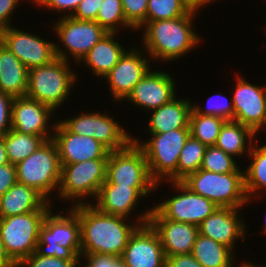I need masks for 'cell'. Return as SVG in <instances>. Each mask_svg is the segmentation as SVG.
I'll return each mask as SVG.
<instances>
[{
	"label": "cell",
	"mask_w": 266,
	"mask_h": 267,
	"mask_svg": "<svg viewBox=\"0 0 266 267\" xmlns=\"http://www.w3.org/2000/svg\"><path fill=\"white\" fill-rule=\"evenodd\" d=\"M80 221L81 253H101L121 257L130 236L147 224L151 213L148 208L136 215V220L100 212L91 203L71 206ZM128 219V220H127Z\"/></svg>",
	"instance_id": "6da1fadb"
},
{
	"label": "cell",
	"mask_w": 266,
	"mask_h": 267,
	"mask_svg": "<svg viewBox=\"0 0 266 267\" xmlns=\"http://www.w3.org/2000/svg\"><path fill=\"white\" fill-rule=\"evenodd\" d=\"M197 13L190 10L180 18L148 22L141 29L144 30L142 47L147 57L159 62H171L197 48L201 43V36L195 32L193 23Z\"/></svg>",
	"instance_id": "7a4b0ae2"
},
{
	"label": "cell",
	"mask_w": 266,
	"mask_h": 267,
	"mask_svg": "<svg viewBox=\"0 0 266 267\" xmlns=\"http://www.w3.org/2000/svg\"><path fill=\"white\" fill-rule=\"evenodd\" d=\"M50 210L40 229L35 253L65 260H80L81 235L77 213L69 206L65 212Z\"/></svg>",
	"instance_id": "3957f363"
},
{
	"label": "cell",
	"mask_w": 266,
	"mask_h": 267,
	"mask_svg": "<svg viewBox=\"0 0 266 267\" xmlns=\"http://www.w3.org/2000/svg\"><path fill=\"white\" fill-rule=\"evenodd\" d=\"M72 66L71 63L56 58L47 65L29 70L25 96L51 107L56 112L64 101H68L71 90L74 89L72 87L78 80Z\"/></svg>",
	"instance_id": "277c9868"
},
{
	"label": "cell",
	"mask_w": 266,
	"mask_h": 267,
	"mask_svg": "<svg viewBox=\"0 0 266 267\" xmlns=\"http://www.w3.org/2000/svg\"><path fill=\"white\" fill-rule=\"evenodd\" d=\"M149 140L133 141L144 151L151 178L156 182V190L163 181H177V166L180 152L191 136L190 129L171 130L166 133L149 134ZM142 142V143H141Z\"/></svg>",
	"instance_id": "5b68a950"
},
{
	"label": "cell",
	"mask_w": 266,
	"mask_h": 267,
	"mask_svg": "<svg viewBox=\"0 0 266 267\" xmlns=\"http://www.w3.org/2000/svg\"><path fill=\"white\" fill-rule=\"evenodd\" d=\"M15 167L18 183L34 188L52 203L51 192L55 190L58 192L62 169L58 149L52 139L45 141L34 153Z\"/></svg>",
	"instance_id": "8992f818"
},
{
	"label": "cell",
	"mask_w": 266,
	"mask_h": 267,
	"mask_svg": "<svg viewBox=\"0 0 266 267\" xmlns=\"http://www.w3.org/2000/svg\"><path fill=\"white\" fill-rule=\"evenodd\" d=\"M181 182L192 192L213 201L219 207L241 208L248 203L244 172L221 174L199 169Z\"/></svg>",
	"instance_id": "52a82bcc"
},
{
	"label": "cell",
	"mask_w": 266,
	"mask_h": 267,
	"mask_svg": "<svg viewBox=\"0 0 266 267\" xmlns=\"http://www.w3.org/2000/svg\"><path fill=\"white\" fill-rule=\"evenodd\" d=\"M107 160L92 159L75 164H61L60 186L56 192L58 199L70 201V204L73 201L71 206L91 203L88 199H96L106 180Z\"/></svg>",
	"instance_id": "ba28073f"
},
{
	"label": "cell",
	"mask_w": 266,
	"mask_h": 267,
	"mask_svg": "<svg viewBox=\"0 0 266 267\" xmlns=\"http://www.w3.org/2000/svg\"><path fill=\"white\" fill-rule=\"evenodd\" d=\"M53 31L61 41L63 47L55 44L56 58L77 64L89 52V50L101 40L108 32L96 21L79 20L71 16H60L56 21ZM66 49V50H65ZM72 58V59H70Z\"/></svg>",
	"instance_id": "9c48e42d"
},
{
	"label": "cell",
	"mask_w": 266,
	"mask_h": 267,
	"mask_svg": "<svg viewBox=\"0 0 266 267\" xmlns=\"http://www.w3.org/2000/svg\"><path fill=\"white\" fill-rule=\"evenodd\" d=\"M49 211L37 210L0 218V238L16 264L35 252L40 229Z\"/></svg>",
	"instance_id": "30bf717a"
},
{
	"label": "cell",
	"mask_w": 266,
	"mask_h": 267,
	"mask_svg": "<svg viewBox=\"0 0 266 267\" xmlns=\"http://www.w3.org/2000/svg\"><path fill=\"white\" fill-rule=\"evenodd\" d=\"M102 185L156 187L151 178L143 149L132 141L121 150L109 152L106 180Z\"/></svg>",
	"instance_id": "8fae6325"
},
{
	"label": "cell",
	"mask_w": 266,
	"mask_h": 267,
	"mask_svg": "<svg viewBox=\"0 0 266 267\" xmlns=\"http://www.w3.org/2000/svg\"><path fill=\"white\" fill-rule=\"evenodd\" d=\"M72 133L94 138L110 152L121 150L133 141V135L107 113H80L60 120ZM131 135V136H130Z\"/></svg>",
	"instance_id": "7c38bea8"
},
{
	"label": "cell",
	"mask_w": 266,
	"mask_h": 267,
	"mask_svg": "<svg viewBox=\"0 0 266 267\" xmlns=\"http://www.w3.org/2000/svg\"><path fill=\"white\" fill-rule=\"evenodd\" d=\"M169 184L178 194L153 206L163 218L199 226L219 207L213 201L192 192L181 181H170Z\"/></svg>",
	"instance_id": "4fadbf2b"
},
{
	"label": "cell",
	"mask_w": 266,
	"mask_h": 267,
	"mask_svg": "<svg viewBox=\"0 0 266 267\" xmlns=\"http://www.w3.org/2000/svg\"><path fill=\"white\" fill-rule=\"evenodd\" d=\"M1 43L11 51L28 70L47 65L56 59L55 42L37 34L28 33L11 25L0 30Z\"/></svg>",
	"instance_id": "5bb4252c"
},
{
	"label": "cell",
	"mask_w": 266,
	"mask_h": 267,
	"mask_svg": "<svg viewBox=\"0 0 266 267\" xmlns=\"http://www.w3.org/2000/svg\"><path fill=\"white\" fill-rule=\"evenodd\" d=\"M54 114L55 111L51 107L35 99L27 96L16 97L11 106V129L23 134L41 136L46 141L51 140L57 123L53 121L56 116Z\"/></svg>",
	"instance_id": "9a60e30c"
},
{
	"label": "cell",
	"mask_w": 266,
	"mask_h": 267,
	"mask_svg": "<svg viewBox=\"0 0 266 267\" xmlns=\"http://www.w3.org/2000/svg\"><path fill=\"white\" fill-rule=\"evenodd\" d=\"M134 46L124 52L115 67L104 78L108 82L106 84L109 86L113 101L117 103L124 101L152 68L150 59L146 58V52Z\"/></svg>",
	"instance_id": "2e32d148"
},
{
	"label": "cell",
	"mask_w": 266,
	"mask_h": 267,
	"mask_svg": "<svg viewBox=\"0 0 266 267\" xmlns=\"http://www.w3.org/2000/svg\"><path fill=\"white\" fill-rule=\"evenodd\" d=\"M242 77L238 74L237 80L234 81V121L256 133L263 125L266 114V86L255 85Z\"/></svg>",
	"instance_id": "e0dca14e"
},
{
	"label": "cell",
	"mask_w": 266,
	"mask_h": 267,
	"mask_svg": "<svg viewBox=\"0 0 266 267\" xmlns=\"http://www.w3.org/2000/svg\"><path fill=\"white\" fill-rule=\"evenodd\" d=\"M175 79L167 72L150 69L125 101L151 112L177 96Z\"/></svg>",
	"instance_id": "ac0fdd59"
},
{
	"label": "cell",
	"mask_w": 266,
	"mask_h": 267,
	"mask_svg": "<svg viewBox=\"0 0 266 267\" xmlns=\"http://www.w3.org/2000/svg\"><path fill=\"white\" fill-rule=\"evenodd\" d=\"M121 258L126 267H166L160 238L149 223L130 236Z\"/></svg>",
	"instance_id": "d6986e66"
},
{
	"label": "cell",
	"mask_w": 266,
	"mask_h": 267,
	"mask_svg": "<svg viewBox=\"0 0 266 267\" xmlns=\"http://www.w3.org/2000/svg\"><path fill=\"white\" fill-rule=\"evenodd\" d=\"M52 140L55 142L61 164H75L92 159H108L109 150L94 138L72 133L57 121Z\"/></svg>",
	"instance_id": "ffe728a7"
},
{
	"label": "cell",
	"mask_w": 266,
	"mask_h": 267,
	"mask_svg": "<svg viewBox=\"0 0 266 267\" xmlns=\"http://www.w3.org/2000/svg\"><path fill=\"white\" fill-rule=\"evenodd\" d=\"M242 208L218 207L198 226L199 234L226 245L235 254V246L240 238L246 236V223L239 214Z\"/></svg>",
	"instance_id": "44dd1931"
},
{
	"label": "cell",
	"mask_w": 266,
	"mask_h": 267,
	"mask_svg": "<svg viewBox=\"0 0 266 267\" xmlns=\"http://www.w3.org/2000/svg\"><path fill=\"white\" fill-rule=\"evenodd\" d=\"M148 223L157 232L166 257L192 252L198 226L163 218L153 207Z\"/></svg>",
	"instance_id": "7402d4cb"
},
{
	"label": "cell",
	"mask_w": 266,
	"mask_h": 267,
	"mask_svg": "<svg viewBox=\"0 0 266 267\" xmlns=\"http://www.w3.org/2000/svg\"><path fill=\"white\" fill-rule=\"evenodd\" d=\"M156 187H124L120 185H101L95 202L91 204L100 212L110 215L131 217L138 201L148 198ZM141 199V200H140ZM130 216V217H129Z\"/></svg>",
	"instance_id": "603a6c76"
},
{
	"label": "cell",
	"mask_w": 266,
	"mask_h": 267,
	"mask_svg": "<svg viewBox=\"0 0 266 267\" xmlns=\"http://www.w3.org/2000/svg\"><path fill=\"white\" fill-rule=\"evenodd\" d=\"M191 98H173L170 102L153 110L149 117L147 134L166 133L177 129H190L189 116L192 109Z\"/></svg>",
	"instance_id": "cb8c5ba5"
},
{
	"label": "cell",
	"mask_w": 266,
	"mask_h": 267,
	"mask_svg": "<svg viewBox=\"0 0 266 267\" xmlns=\"http://www.w3.org/2000/svg\"><path fill=\"white\" fill-rule=\"evenodd\" d=\"M51 204L34 188L16 182L0 196V218L37 210H51Z\"/></svg>",
	"instance_id": "d4e9b609"
},
{
	"label": "cell",
	"mask_w": 266,
	"mask_h": 267,
	"mask_svg": "<svg viewBox=\"0 0 266 267\" xmlns=\"http://www.w3.org/2000/svg\"><path fill=\"white\" fill-rule=\"evenodd\" d=\"M119 33H107L99 40L78 63H84L94 77L105 78L115 67L120 57L127 50L123 48L117 37ZM82 62V63H81Z\"/></svg>",
	"instance_id": "484cf974"
},
{
	"label": "cell",
	"mask_w": 266,
	"mask_h": 267,
	"mask_svg": "<svg viewBox=\"0 0 266 267\" xmlns=\"http://www.w3.org/2000/svg\"><path fill=\"white\" fill-rule=\"evenodd\" d=\"M27 67L2 43L0 44V91L13 98L26 95Z\"/></svg>",
	"instance_id": "4316f807"
},
{
	"label": "cell",
	"mask_w": 266,
	"mask_h": 267,
	"mask_svg": "<svg viewBox=\"0 0 266 267\" xmlns=\"http://www.w3.org/2000/svg\"><path fill=\"white\" fill-rule=\"evenodd\" d=\"M256 135L249 127L234 120L225 121L215 146L234 158L250 153Z\"/></svg>",
	"instance_id": "83f0119b"
},
{
	"label": "cell",
	"mask_w": 266,
	"mask_h": 267,
	"mask_svg": "<svg viewBox=\"0 0 266 267\" xmlns=\"http://www.w3.org/2000/svg\"><path fill=\"white\" fill-rule=\"evenodd\" d=\"M191 254L203 267H235L237 261L229 247L201 234L197 236Z\"/></svg>",
	"instance_id": "f1b7e54d"
},
{
	"label": "cell",
	"mask_w": 266,
	"mask_h": 267,
	"mask_svg": "<svg viewBox=\"0 0 266 267\" xmlns=\"http://www.w3.org/2000/svg\"><path fill=\"white\" fill-rule=\"evenodd\" d=\"M258 146V142L253 143L248 154L251 157L249 159L251 163L244 168V185L248 203L252 202L255 196H259L256 194H259L262 189L266 190V145Z\"/></svg>",
	"instance_id": "f546056e"
},
{
	"label": "cell",
	"mask_w": 266,
	"mask_h": 267,
	"mask_svg": "<svg viewBox=\"0 0 266 267\" xmlns=\"http://www.w3.org/2000/svg\"><path fill=\"white\" fill-rule=\"evenodd\" d=\"M9 162L13 165L34 153L46 140L37 135H28L11 129L3 135Z\"/></svg>",
	"instance_id": "4dcf8cb0"
},
{
	"label": "cell",
	"mask_w": 266,
	"mask_h": 267,
	"mask_svg": "<svg viewBox=\"0 0 266 267\" xmlns=\"http://www.w3.org/2000/svg\"><path fill=\"white\" fill-rule=\"evenodd\" d=\"M225 121V119L217 116L199 115L191 109L189 116L191 136L207 147L215 146Z\"/></svg>",
	"instance_id": "1f68e13d"
},
{
	"label": "cell",
	"mask_w": 266,
	"mask_h": 267,
	"mask_svg": "<svg viewBox=\"0 0 266 267\" xmlns=\"http://www.w3.org/2000/svg\"><path fill=\"white\" fill-rule=\"evenodd\" d=\"M207 146L190 136L180 152L177 166V181L197 172L202 165Z\"/></svg>",
	"instance_id": "d6a6232c"
},
{
	"label": "cell",
	"mask_w": 266,
	"mask_h": 267,
	"mask_svg": "<svg viewBox=\"0 0 266 267\" xmlns=\"http://www.w3.org/2000/svg\"><path fill=\"white\" fill-rule=\"evenodd\" d=\"M95 21L108 33H119L120 28L135 30L125 19L121 0H102Z\"/></svg>",
	"instance_id": "836d02e7"
},
{
	"label": "cell",
	"mask_w": 266,
	"mask_h": 267,
	"mask_svg": "<svg viewBox=\"0 0 266 267\" xmlns=\"http://www.w3.org/2000/svg\"><path fill=\"white\" fill-rule=\"evenodd\" d=\"M189 11L182 0H148L146 24L150 21L180 18Z\"/></svg>",
	"instance_id": "e575fe53"
},
{
	"label": "cell",
	"mask_w": 266,
	"mask_h": 267,
	"mask_svg": "<svg viewBox=\"0 0 266 267\" xmlns=\"http://www.w3.org/2000/svg\"><path fill=\"white\" fill-rule=\"evenodd\" d=\"M236 162L232 155L225 153L222 149L216 146H208L200 169L221 174L244 172Z\"/></svg>",
	"instance_id": "d590c367"
},
{
	"label": "cell",
	"mask_w": 266,
	"mask_h": 267,
	"mask_svg": "<svg viewBox=\"0 0 266 267\" xmlns=\"http://www.w3.org/2000/svg\"><path fill=\"white\" fill-rule=\"evenodd\" d=\"M192 109L199 115L217 116L225 119L226 121L234 120L232 97L229 101L227 96H223L221 94L210 96L205 108L192 103Z\"/></svg>",
	"instance_id": "8d00e7d4"
},
{
	"label": "cell",
	"mask_w": 266,
	"mask_h": 267,
	"mask_svg": "<svg viewBox=\"0 0 266 267\" xmlns=\"http://www.w3.org/2000/svg\"><path fill=\"white\" fill-rule=\"evenodd\" d=\"M126 21L136 30L146 25L148 0H121Z\"/></svg>",
	"instance_id": "74e56055"
},
{
	"label": "cell",
	"mask_w": 266,
	"mask_h": 267,
	"mask_svg": "<svg viewBox=\"0 0 266 267\" xmlns=\"http://www.w3.org/2000/svg\"><path fill=\"white\" fill-rule=\"evenodd\" d=\"M81 260H65L56 257L37 255L35 252L22 259L17 267H78Z\"/></svg>",
	"instance_id": "f35d334b"
},
{
	"label": "cell",
	"mask_w": 266,
	"mask_h": 267,
	"mask_svg": "<svg viewBox=\"0 0 266 267\" xmlns=\"http://www.w3.org/2000/svg\"><path fill=\"white\" fill-rule=\"evenodd\" d=\"M87 261L81 267H126L121 257L101 253H81L80 259ZM80 267V266H79Z\"/></svg>",
	"instance_id": "ab89813d"
},
{
	"label": "cell",
	"mask_w": 266,
	"mask_h": 267,
	"mask_svg": "<svg viewBox=\"0 0 266 267\" xmlns=\"http://www.w3.org/2000/svg\"><path fill=\"white\" fill-rule=\"evenodd\" d=\"M81 1L82 0H32L31 3L46 7L45 9L51 11H57V13L60 12V14L63 13L62 16L64 17L71 16Z\"/></svg>",
	"instance_id": "60d3db41"
},
{
	"label": "cell",
	"mask_w": 266,
	"mask_h": 267,
	"mask_svg": "<svg viewBox=\"0 0 266 267\" xmlns=\"http://www.w3.org/2000/svg\"><path fill=\"white\" fill-rule=\"evenodd\" d=\"M102 0H82L71 17L79 20L95 21Z\"/></svg>",
	"instance_id": "b9f144b4"
},
{
	"label": "cell",
	"mask_w": 266,
	"mask_h": 267,
	"mask_svg": "<svg viewBox=\"0 0 266 267\" xmlns=\"http://www.w3.org/2000/svg\"><path fill=\"white\" fill-rule=\"evenodd\" d=\"M13 97L0 91V136L11 130V106Z\"/></svg>",
	"instance_id": "7bdbcfd3"
},
{
	"label": "cell",
	"mask_w": 266,
	"mask_h": 267,
	"mask_svg": "<svg viewBox=\"0 0 266 267\" xmlns=\"http://www.w3.org/2000/svg\"><path fill=\"white\" fill-rule=\"evenodd\" d=\"M17 182L16 167L10 162L0 166V196Z\"/></svg>",
	"instance_id": "ee69618b"
},
{
	"label": "cell",
	"mask_w": 266,
	"mask_h": 267,
	"mask_svg": "<svg viewBox=\"0 0 266 267\" xmlns=\"http://www.w3.org/2000/svg\"><path fill=\"white\" fill-rule=\"evenodd\" d=\"M22 0H0V30L10 27L14 11ZM32 0H29V2Z\"/></svg>",
	"instance_id": "f6af8a7d"
},
{
	"label": "cell",
	"mask_w": 266,
	"mask_h": 267,
	"mask_svg": "<svg viewBox=\"0 0 266 267\" xmlns=\"http://www.w3.org/2000/svg\"><path fill=\"white\" fill-rule=\"evenodd\" d=\"M166 267H203L191 253L166 257Z\"/></svg>",
	"instance_id": "bcb514c9"
},
{
	"label": "cell",
	"mask_w": 266,
	"mask_h": 267,
	"mask_svg": "<svg viewBox=\"0 0 266 267\" xmlns=\"http://www.w3.org/2000/svg\"><path fill=\"white\" fill-rule=\"evenodd\" d=\"M0 267H17V264L8 256L0 238Z\"/></svg>",
	"instance_id": "7dc6e473"
},
{
	"label": "cell",
	"mask_w": 266,
	"mask_h": 267,
	"mask_svg": "<svg viewBox=\"0 0 266 267\" xmlns=\"http://www.w3.org/2000/svg\"><path fill=\"white\" fill-rule=\"evenodd\" d=\"M190 10L200 12L206 5L215 3L214 0H182ZM201 8V9H200Z\"/></svg>",
	"instance_id": "c3c4849f"
},
{
	"label": "cell",
	"mask_w": 266,
	"mask_h": 267,
	"mask_svg": "<svg viewBox=\"0 0 266 267\" xmlns=\"http://www.w3.org/2000/svg\"><path fill=\"white\" fill-rule=\"evenodd\" d=\"M9 163L3 136H0V166Z\"/></svg>",
	"instance_id": "681fc988"
},
{
	"label": "cell",
	"mask_w": 266,
	"mask_h": 267,
	"mask_svg": "<svg viewBox=\"0 0 266 267\" xmlns=\"http://www.w3.org/2000/svg\"><path fill=\"white\" fill-rule=\"evenodd\" d=\"M243 262V263H242ZM241 263H240V266L239 267H266V265H263V264H261L260 266L259 265H256V264H253V263H251V262H244V261H242Z\"/></svg>",
	"instance_id": "f907efd6"
},
{
	"label": "cell",
	"mask_w": 266,
	"mask_h": 267,
	"mask_svg": "<svg viewBox=\"0 0 266 267\" xmlns=\"http://www.w3.org/2000/svg\"><path fill=\"white\" fill-rule=\"evenodd\" d=\"M263 127H265V129H266V114H265L263 125L261 126V128L255 134L259 133L261 131V129H263Z\"/></svg>",
	"instance_id": "816d5d0a"
},
{
	"label": "cell",
	"mask_w": 266,
	"mask_h": 267,
	"mask_svg": "<svg viewBox=\"0 0 266 267\" xmlns=\"http://www.w3.org/2000/svg\"><path fill=\"white\" fill-rule=\"evenodd\" d=\"M266 233V226L263 228V231L262 232H259L260 234H262V233Z\"/></svg>",
	"instance_id": "f5cc1de1"
}]
</instances>
